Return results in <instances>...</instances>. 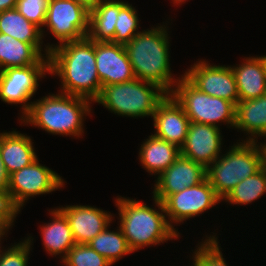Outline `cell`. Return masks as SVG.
Returning <instances> with one entry per match:
<instances>
[{
    "label": "cell",
    "instance_id": "cell-1",
    "mask_svg": "<svg viewBox=\"0 0 266 266\" xmlns=\"http://www.w3.org/2000/svg\"><path fill=\"white\" fill-rule=\"evenodd\" d=\"M49 54V73L61 80V93L95 101L102 86L95 59V41L85 37L60 45H45Z\"/></svg>",
    "mask_w": 266,
    "mask_h": 266
},
{
    "label": "cell",
    "instance_id": "cell-2",
    "mask_svg": "<svg viewBox=\"0 0 266 266\" xmlns=\"http://www.w3.org/2000/svg\"><path fill=\"white\" fill-rule=\"evenodd\" d=\"M167 30L168 27L162 24L141 31L125 45V49L135 78L155 83L170 94L179 78H174L171 73Z\"/></svg>",
    "mask_w": 266,
    "mask_h": 266
},
{
    "label": "cell",
    "instance_id": "cell-3",
    "mask_svg": "<svg viewBox=\"0 0 266 266\" xmlns=\"http://www.w3.org/2000/svg\"><path fill=\"white\" fill-rule=\"evenodd\" d=\"M120 225L130 249L134 252L144 246L160 245L180 236L168 223L163 203L154 198L158 210L125 197H116Z\"/></svg>",
    "mask_w": 266,
    "mask_h": 266
},
{
    "label": "cell",
    "instance_id": "cell-4",
    "mask_svg": "<svg viewBox=\"0 0 266 266\" xmlns=\"http://www.w3.org/2000/svg\"><path fill=\"white\" fill-rule=\"evenodd\" d=\"M90 100L69 94H49L31 103L21 123L41 128L49 134L62 136L83 135L84 116L91 113ZM23 120V121H22Z\"/></svg>",
    "mask_w": 266,
    "mask_h": 266
},
{
    "label": "cell",
    "instance_id": "cell-5",
    "mask_svg": "<svg viewBox=\"0 0 266 266\" xmlns=\"http://www.w3.org/2000/svg\"><path fill=\"white\" fill-rule=\"evenodd\" d=\"M230 147L206 169V177L222 201L238 183L263 168L262 143L242 141Z\"/></svg>",
    "mask_w": 266,
    "mask_h": 266
},
{
    "label": "cell",
    "instance_id": "cell-6",
    "mask_svg": "<svg viewBox=\"0 0 266 266\" xmlns=\"http://www.w3.org/2000/svg\"><path fill=\"white\" fill-rule=\"evenodd\" d=\"M167 94L159 85L135 78L129 82L103 86L94 102L119 116L152 118Z\"/></svg>",
    "mask_w": 266,
    "mask_h": 266
},
{
    "label": "cell",
    "instance_id": "cell-7",
    "mask_svg": "<svg viewBox=\"0 0 266 266\" xmlns=\"http://www.w3.org/2000/svg\"><path fill=\"white\" fill-rule=\"evenodd\" d=\"M182 106L190 122L219 126V122L235 128L236 105L224 98L201 92L183 74L170 93Z\"/></svg>",
    "mask_w": 266,
    "mask_h": 266
},
{
    "label": "cell",
    "instance_id": "cell-8",
    "mask_svg": "<svg viewBox=\"0 0 266 266\" xmlns=\"http://www.w3.org/2000/svg\"><path fill=\"white\" fill-rule=\"evenodd\" d=\"M64 181L55 171L41 165L37 158L30 165L10 174L8 201L19 214L30 197L52 193L65 186Z\"/></svg>",
    "mask_w": 266,
    "mask_h": 266
},
{
    "label": "cell",
    "instance_id": "cell-9",
    "mask_svg": "<svg viewBox=\"0 0 266 266\" xmlns=\"http://www.w3.org/2000/svg\"><path fill=\"white\" fill-rule=\"evenodd\" d=\"M46 73L49 74L48 56L34 65L0 71V99L7 104H21L22 118L30 109V100L38 90L39 79L45 77Z\"/></svg>",
    "mask_w": 266,
    "mask_h": 266
},
{
    "label": "cell",
    "instance_id": "cell-10",
    "mask_svg": "<svg viewBox=\"0 0 266 266\" xmlns=\"http://www.w3.org/2000/svg\"><path fill=\"white\" fill-rule=\"evenodd\" d=\"M89 12L73 0H49L43 27L50 30L58 45L81 40L89 32Z\"/></svg>",
    "mask_w": 266,
    "mask_h": 266
},
{
    "label": "cell",
    "instance_id": "cell-11",
    "mask_svg": "<svg viewBox=\"0 0 266 266\" xmlns=\"http://www.w3.org/2000/svg\"><path fill=\"white\" fill-rule=\"evenodd\" d=\"M221 201L206 177L197 185L169 195L162 203L169 225L180 235L172 223H183L189 218L199 216Z\"/></svg>",
    "mask_w": 266,
    "mask_h": 266
},
{
    "label": "cell",
    "instance_id": "cell-12",
    "mask_svg": "<svg viewBox=\"0 0 266 266\" xmlns=\"http://www.w3.org/2000/svg\"><path fill=\"white\" fill-rule=\"evenodd\" d=\"M184 76L201 92L212 97L224 98L235 105L239 101L237 84L231 66L210 65L208 61H198Z\"/></svg>",
    "mask_w": 266,
    "mask_h": 266
},
{
    "label": "cell",
    "instance_id": "cell-13",
    "mask_svg": "<svg viewBox=\"0 0 266 266\" xmlns=\"http://www.w3.org/2000/svg\"><path fill=\"white\" fill-rule=\"evenodd\" d=\"M206 178V168L193 160L180 156L154 184L153 197L163 202L169 195L201 183Z\"/></svg>",
    "mask_w": 266,
    "mask_h": 266
},
{
    "label": "cell",
    "instance_id": "cell-14",
    "mask_svg": "<svg viewBox=\"0 0 266 266\" xmlns=\"http://www.w3.org/2000/svg\"><path fill=\"white\" fill-rule=\"evenodd\" d=\"M220 127L190 122L181 155L203 165L206 169L222 153V135Z\"/></svg>",
    "mask_w": 266,
    "mask_h": 266
},
{
    "label": "cell",
    "instance_id": "cell-15",
    "mask_svg": "<svg viewBox=\"0 0 266 266\" xmlns=\"http://www.w3.org/2000/svg\"><path fill=\"white\" fill-rule=\"evenodd\" d=\"M95 59L102 87L135 79L124 45L111 41L95 42Z\"/></svg>",
    "mask_w": 266,
    "mask_h": 266
},
{
    "label": "cell",
    "instance_id": "cell-16",
    "mask_svg": "<svg viewBox=\"0 0 266 266\" xmlns=\"http://www.w3.org/2000/svg\"><path fill=\"white\" fill-rule=\"evenodd\" d=\"M154 136L181 148L184 145L190 120L182 106L171 94L158 104L153 114Z\"/></svg>",
    "mask_w": 266,
    "mask_h": 266
},
{
    "label": "cell",
    "instance_id": "cell-17",
    "mask_svg": "<svg viewBox=\"0 0 266 266\" xmlns=\"http://www.w3.org/2000/svg\"><path fill=\"white\" fill-rule=\"evenodd\" d=\"M58 209L68 219L76 244H88L114 220L111 213L86 205H67Z\"/></svg>",
    "mask_w": 266,
    "mask_h": 266
},
{
    "label": "cell",
    "instance_id": "cell-18",
    "mask_svg": "<svg viewBox=\"0 0 266 266\" xmlns=\"http://www.w3.org/2000/svg\"><path fill=\"white\" fill-rule=\"evenodd\" d=\"M239 100H249L266 95V65L263 56L247 57L238 66H231Z\"/></svg>",
    "mask_w": 266,
    "mask_h": 266
},
{
    "label": "cell",
    "instance_id": "cell-19",
    "mask_svg": "<svg viewBox=\"0 0 266 266\" xmlns=\"http://www.w3.org/2000/svg\"><path fill=\"white\" fill-rule=\"evenodd\" d=\"M30 136L9 131L0 133V155L8 174L30 165L37 159Z\"/></svg>",
    "mask_w": 266,
    "mask_h": 266
},
{
    "label": "cell",
    "instance_id": "cell-20",
    "mask_svg": "<svg viewBox=\"0 0 266 266\" xmlns=\"http://www.w3.org/2000/svg\"><path fill=\"white\" fill-rule=\"evenodd\" d=\"M235 129L247 133L248 138L241 141L257 142L258 137L266 138V95L238 101L235 112Z\"/></svg>",
    "mask_w": 266,
    "mask_h": 266
},
{
    "label": "cell",
    "instance_id": "cell-21",
    "mask_svg": "<svg viewBox=\"0 0 266 266\" xmlns=\"http://www.w3.org/2000/svg\"><path fill=\"white\" fill-rule=\"evenodd\" d=\"M43 43H25L0 33V71L10 67H27L37 64L43 57Z\"/></svg>",
    "mask_w": 266,
    "mask_h": 266
},
{
    "label": "cell",
    "instance_id": "cell-22",
    "mask_svg": "<svg viewBox=\"0 0 266 266\" xmlns=\"http://www.w3.org/2000/svg\"><path fill=\"white\" fill-rule=\"evenodd\" d=\"M139 160L148 173L159 176L180 156V148L153 134L140 146Z\"/></svg>",
    "mask_w": 266,
    "mask_h": 266
},
{
    "label": "cell",
    "instance_id": "cell-23",
    "mask_svg": "<svg viewBox=\"0 0 266 266\" xmlns=\"http://www.w3.org/2000/svg\"><path fill=\"white\" fill-rule=\"evenodd\" d=\"M50 215L53 217L51 222L40 227L43 245L48 254H60V260H63L76 242L65 215L57 207L51 210Z\"/></svg>",
    "mask_w": 266,
    "mask_h": 266
},
{
    "label": "cell",
    "instance_id": "cell-24",
    "mask_svg": "<svg viewBox=\"0 0 266 266\" xmlns=\"http://www.w3.org/2000/svg\"><path fill=\"white\" fill-rule=\"evenodd\" d=\"M118 14L119 0H102L89 12L87 37L95 42L112 41Z\"/></svg>",
    "mask_w": 266,
    "mask_h": 266
},
{
    "label": "cell",
    "instance_id": "cell-25",
    "mask_svg": "<svg viewBox=\"0 0 266 266\" xmlns=\"http://www.w3.org/2000/svg\"><path fill=\"white\" fill-rule=\"evenodd\" d=\"M0 33L25 43H42L41 29L28 21L16 8L0 12Z\"/></svg>",
    "mask_w": 266,
    "mask_h": 266
},
{
    "label": "cell",
    "instance_id": "cell-26",
    "mask_svg": "<svg viewBox=\"0 0 266 266\" xmlns=\"http://www.w3.org/2000/svg\"><path fill=\"white\" fill-rule=\"evenodd\" d=\"M108 228L109 226L92 239L88 245L113 264L133 251L120 227L117 231H110Z\"/></svg>",
    "mask_w": 266,
    "mask_h": 266
},
{
    "label": "cell",
    "instance_id": "cell-27",
    "mask_svg": "<svg viewBox=\"0 0 266 266\" xmlns=\"http://www.w3.org/2000/svg\"><path fill=\"white\" fill-rule=\"evenodd\" d=\"M266 169L238 183L223 199L230 204H250L265 194Z\"/></svg>",
    "mask_w": 266,
    "mask_h": 266
},
{
    "label": "cell",
    "instance_id": "cell-28",
    "mask_svg": "<svg viewBox=\"0 0 266 266\" xmlns=\"http://www.w3.org/2000/svg\"><path fill=\"white\" fill-rule=\"evenodd\" d=\"M137 11L128 1H119V14L115 24V36L111 41L126 45L139 32V17Z\"/></svg>",
    "mask_w": 266,
    "mask_h": 266
},
{
    "label": "cell",
    "instance_id": "cell-29",
    "mask_svg": "<svg viewBox=\"0 0 266 266\" xmlns=\"http://www.w3.org/2000/svg\"><path fill=\"white\" fill-rule=\"evenodd\" d=\"M65 266H111L112 264L98 254L88 244H75L61 261Z\"/></svg>",
    "mask_w": 266,
    "mask_h": 266
},
{
    "label": "cell",
    "instance_id": "cell-30",
    "mask_svg": "<svg viewBox=\"0 0 266 266\" xmlns=\"http://www.w3.org/2000/svg\"><path fill=\"white\" fill-rule=\"evenodd\" d=\"M217 238L216 234L206 236V239L196 246L197 249L193 252L192 259L198 266H228L223 258Z\"/></svg>",
    "mask_w": 266,
    "mask_h": 266
},
{
    "label": "cell",
    "instance_id": "cell-31",
    "mask_svg": "<svg viewBox=\"0 0 266 266\" xmlns=\"http://www.w3.org/2000/svg\"><path fill=\"white\" fill-rule=\"evenodd\" d=\"M33 237H27L20 243H14L5 250L0 249V266H28ZM1 248V245H0Z\"/></svg>",
    "mask_w": 266,
    "mask_h": 266
},
{
    "label": "cell",
    "instance_id": "cell-32",
    "mask_svg": "<svg viewBox=\"0 0 266 266\" xmlns=\"http://www.w3.org/2000/svg\"><path fill=\"white\" fill-rule=\"evenodd\" d=\"M49 0H18L16 9L30 22L41 29L42 38H44V26L46 11Z\"/></svg>",
    "mask_w": 266,
    "mask_h": 266
},
{
    "label": "cell",
    "instance_id": "cell-33",
    "mask_svg": "<svg viewBox=\"0 0 266 266\" xmlns=\"http://www.w3.org/2000/svg\"><path fill=\"white\" fill-rule=\"evenodd\" d=\"M17 212L11 207L9 201L0 199V239L2 240L5 233L14 225Z\"/></svg>",
    "mask_w": 266,
    "mask_h": 266
},
{
    "label": "cell",
    "instance_id": "cell-34",
    "mask_svg": "<svg viewBox=\"0 0 266 266\" xmlns=\"http://www.w3.org/2000/svg\"><path fill=\"white\" fill-rule=\"evenodd\" d=\"M9 174L0 155V199L8 201Z\"/></svg>",
    "mask_w": 266,
    "mask_h": 266
},
{
    "label": "cell",
    "instance_id": "cell-35",
    "mask_svg": "<svg viewBox=\"0 0 266 266\" xmlns=\"http://www.w3.org/2000/svg\"><path fill=\"white\" fill-rule=\"evenodd\" d=\"M76 3L81 4L84 6L87 10L91 11L93 10L102 0H73Z\"/></svg>",
    "mask_w": 266,
    "mask_h": 266
},
{
    "label": "cell",
    "instance_id": "cell-36",
    "mask_svg": "<svg viewBox=\"0 0 266 266\" xmlns=\"http://www.w3.org/2000/svg\"><path fill=\"white\" fill-rule=\"evenodd\" d=\"M18 0H0V12L16 7Z\"/></svg>",
    "mask_w": 266,
    "mask_h": 266
},
{
    "label": "cell",
    "instance_id": "cell-37",
    "mask_svg": "<svg viewBox=\"0 0 266 266\" xmlns=\"http://www.w3.org/2000/svg\"><path fill=\"white\" fill-rule=\"evenodd\" d=\"M263 167L266 169V143L262 144Z\"/></svg>",
    "mask_w": 266,
    "mask_h": 266
},
{
    "label": "cell",
    "instance_id": "cell-38",
    "mask_svg": "<svg viewBox=\"0 0 266 266\" xmlns=\"http://www.w3.org/2000/svg\"><path fill=\"white\" fill-rule=\"evenodd\" d=\"M173 1V3L174 4H181V3H183L184 1L186 2V1H188V0H172Z\"/></svg>",
    "mask_w": 266,
    "mask_h": 266
},
{
    "label": "cell",
    "instance_id": "cell-39",
    "mask_svg": "<svg viewBox=\"0 0 266 266\" xmlns=\"http://www.w3.org/2000/svg\"><path fill=\"white\" fill-rule=\"evenodd\" d=\"M263 57H264V62H265V65H266V56H265V55H263Z\"/></svg>",
    "mask_w": 266,
    "mask_h": 266
},
{
    "label": "cell",
    "instance_id": "cell-40",
    "mask_svg": "<svg viewBox=\"0 0 266 266\" xmlns=\"http://www.w3.org/2000/svg\"><path fill=\"white\" fill-rule=\"evenodd\" d=\"M193 265H191V266H198L194 261H193V263H192Z\"/></svg>",
    "mask_w": 266,
    "mask_h": 266
}]
</instances>
